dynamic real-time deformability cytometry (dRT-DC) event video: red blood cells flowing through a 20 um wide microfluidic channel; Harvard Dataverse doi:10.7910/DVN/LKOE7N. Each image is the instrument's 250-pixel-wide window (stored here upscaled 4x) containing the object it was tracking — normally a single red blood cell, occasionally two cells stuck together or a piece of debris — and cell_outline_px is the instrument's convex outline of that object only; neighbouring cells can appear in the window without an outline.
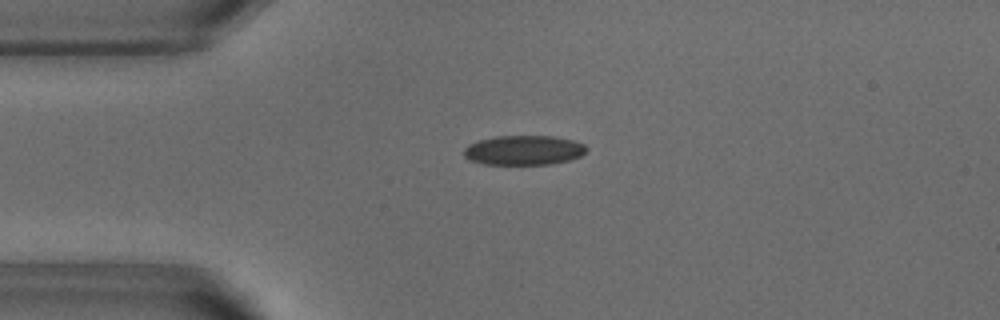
{"species": "common noctule bat (a hibernating species)", "species_latin": "Nyctalus noctula", "temperature_condition": "warm", "stored_images_in_passage": 52, "camera_frame_rate_fps": 3000, "um_per_image_px": 0.085, "animal": {"sex": "male", "body_mass_g": 18.8}, "frame": {"image": 1, "passage_image": 12, "time_ms": 3.667, "image_size_px": [1000, 320], "cell_outline_px": [[588, 148], [580, 156], [568, 160], [552, 164], [484, 164], [468, 160], [464, 156], [464, 148], [468, 144], [480, 140], [496, 136], [552, 136], [572, 140], [584, 144]], "centroid_in_image_um": [44.49, 12.77], "position_along_channel_um": 40.5, "area_um2": 21.1}}
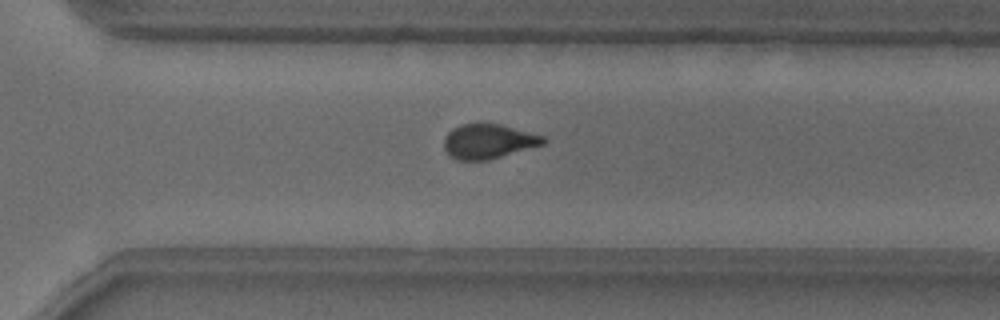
{"frame": {"image": 2, "passage_image": 36, "time_ms": 11.667, "image_size_px": [1000, 320], "cell_outline_px": [[548, 140], [544, 144], [488, 160], [456, 160], [444, 148], [444, 136], [452, 128], [460, 124], [500, 124], [544, 136]], "centroid_in_image_um": [41.51, 12.01], "position_along_channel_um": 329.1, "area_um2": 19.88}}
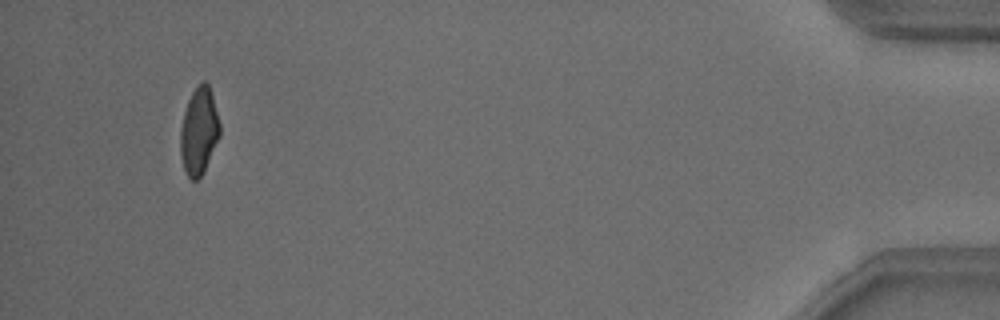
{"frame": {"image": 3, "passage_image": 49, "time_ms": 16.0, "image_size_px": [1000, 320], "cell_outline_px": [[220, 136], [204, 172], [196, 180], [192, 180], [188, 176], [184, 168], [180, 156], [180, 128], [184, 112], [188, 100], [192, 92], [204, 80], [208, 84], [212, 96], [220, 124]], "centroid_in_image_um": [16.9, 11.18], "position_along_channel_um": 418.3, "area_um2": 19.88}, "authors_computed_cell_mechanics": {"area_um2": 20.9814, "velocity_mm_per_s": 3.8584, "shape_relaxation_time_tau1_ms": 4.0043, "shape_relaxation_time_tau2_ms": 0.963, "deformation_change_tau1": 0.1328, "deformation_change_tau2": 0.0721}}